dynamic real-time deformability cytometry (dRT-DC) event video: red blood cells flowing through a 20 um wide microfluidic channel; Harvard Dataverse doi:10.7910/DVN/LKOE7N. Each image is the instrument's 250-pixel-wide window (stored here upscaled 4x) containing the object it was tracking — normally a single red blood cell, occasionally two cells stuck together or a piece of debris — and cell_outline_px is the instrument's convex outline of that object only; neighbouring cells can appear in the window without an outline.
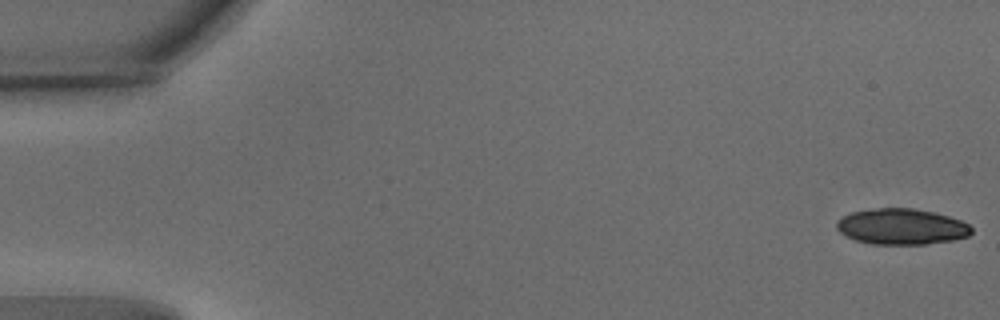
{"species": "common noctule bat (a hibernating species)", "species_latin": "Nyctalus noctula", "temperature_condition": "warm", "stored_images_in_passage": 54, "camera_frame_rate_fps": 3000, "um_per_image_px": 0.085, "animal": {"sex": "male", "body_mass_g": 15.6}, "frame": {"image": 1, "passage_image": 1, "time_ms": 0.0, "image_size_px": [1000, 320], "cell_outline_px": [[972, 232], [968, 236], [952, 240], [924, 244], [872, 244], [856, 240], [840, 232], [836, 228], [836, 220], [852, 212], [876, 208], [912, 208], [936, 212], [960, 220], [968, 224], [972, 228]], "centroid_in_image_um": [76.63, 19.26], "position_along_channel_um": 8.4, "area_um2": 28.09}}
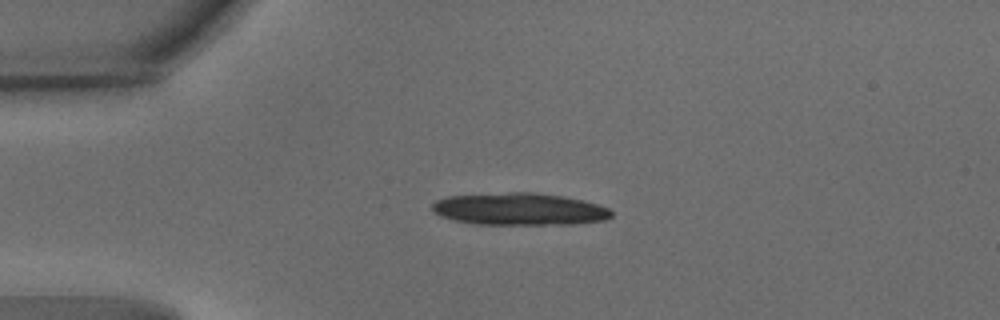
{"frame": {"image": 2, "passage_image": 13, "time_ms": 4.0, "image_size_px": [1000, 320], "cell_outline_px": [[612, 216], [604, 220], [572, 224], [476, 224], [452, 220], [440, 216], [432, 212], [432, 204], [436, 200], [448, 196], [508, 192], [536, 192], [564, 196], [596, 204], [608, 208], [612, 212]], "centroid_in_image_um": [44.1, 17.77], "position_along_channel_um": 40.9, "area_um2": 33.7}}